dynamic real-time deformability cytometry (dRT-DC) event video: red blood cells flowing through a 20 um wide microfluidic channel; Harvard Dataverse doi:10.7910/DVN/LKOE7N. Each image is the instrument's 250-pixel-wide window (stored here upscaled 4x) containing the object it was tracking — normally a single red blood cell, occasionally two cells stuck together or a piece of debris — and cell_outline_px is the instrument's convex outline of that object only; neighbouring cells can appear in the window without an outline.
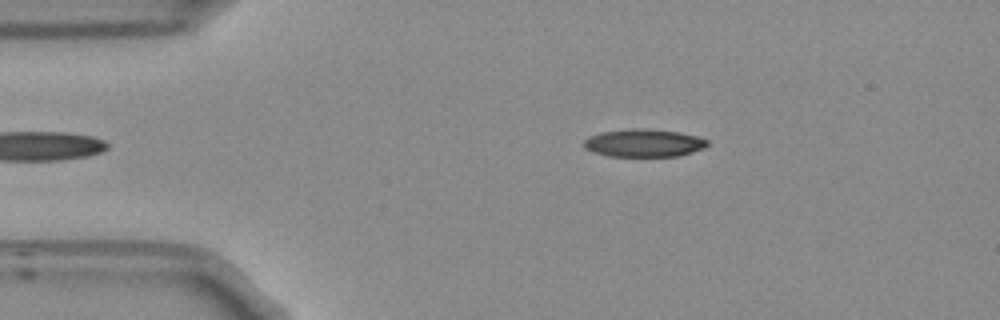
{"species": "Egyptian fruit bat (a non-hibernating species)", "species_latin": "Rousettus aegyptiacus", "temperature_condition": "room temperature", "stored_images_in_passage": 40, "camera_frame_rate_fps": 3000, "um_per_image_px": 0.085, "frame": {"image": 1, "passage_image": 3, "time_ms": 0.667, "image_size_px": [1000, 320], "cell_outline_px": [[708, 144], [704, 148], [680, 156], [608, 156], [584, 148], [584, 140], [588, 136], [604, 132], [632, 128], [644, 128], [680, 132], [696, 136], [708, 140]], "centroid_in_image_um": [54.74, 12.15], "position_along_channel_um": 30.3, "area_um2": 19.94}}
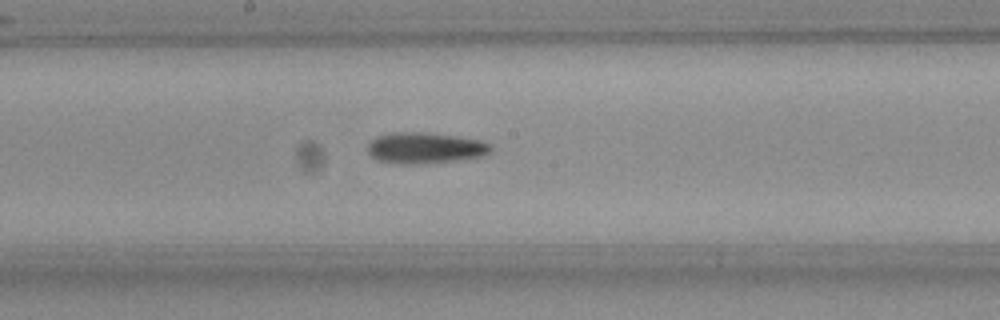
{"frame": {"image": 2, "passage_image": 21, "time_ms": 6.667, "image_size_px": [1000, 320], "cell_outline_px": [[492, 152], [484, 156], [452, 160], [412, 164], [380, 160], [372, 156], [368, 152], [368, 144], [376, 136], [392, 132], [428, 132], [456, 136], [480, 140], [492, 144]], "centroid_in_image_um": [36.17, 12.54], "position_along_channel_um": 212.0, "area_um2": 22.02}}
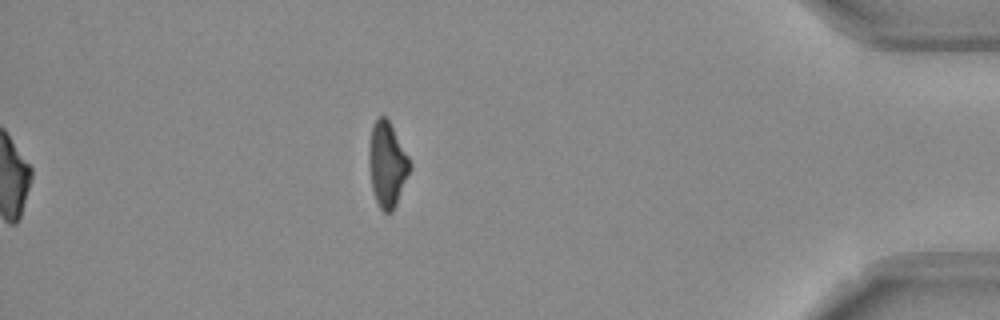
{"frame": {"image": 3, "passage_image": 40, "time_ms": 13.0, "image_size_px": [1000, 320], "cell_outline_px": [[412, 168], [396, 204], [392, 212], [384, 212], [380, 208], [376, 200], [372, 188], [368, 164], [368, 148], [372, 124], [380, 116], [384, 116], [388, 120], [408, 156]], "centroid_in_image_um": [32.89, 13.98], "position_along_channel_um": 402.3, "area_um2": 20.17}, "authors_computed_cell_mechanics": {"area_um2": 21.0392, "velocity_mm_per_s": 3.7665, "shape_relaxation_time_tau1_ms": null, "shape_relaxation_time_tau2_ms": 6.3462, "deformation_change_tau1": null, "deformation_change_tau2": 0.1806}}